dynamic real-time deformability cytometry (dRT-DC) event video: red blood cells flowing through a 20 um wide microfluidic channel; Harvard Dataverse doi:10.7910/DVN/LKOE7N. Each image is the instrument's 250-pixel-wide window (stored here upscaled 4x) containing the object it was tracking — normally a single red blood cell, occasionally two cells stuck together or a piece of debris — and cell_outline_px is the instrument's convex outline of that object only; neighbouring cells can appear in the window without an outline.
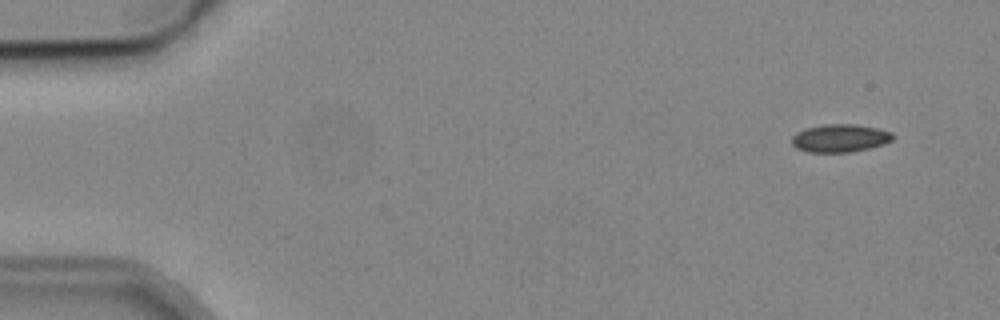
{"species": "common noctule bat (a hibernating species)", "species_latin": "Nyctalus noctula", "temperature_condition": "cold", "stored_images_in_passage": 5, "camera_frame_rate_fps": 3000, "um_per_image_px": 0.085, "animal": {"sex": "male", "body_mass_g": 19.2, "forearm_length_mm": 51.8}, "frame": {"image": 1, "passage_image": 1, "time_ms": 0.0, "image_size_px": [1000, 320], "cell_outline_px": [[896, 136], [892, 140], [884, 144], [852, 152], [808, 152], [796, 148], [792, 144], [792, 136], [796, 132], [804, 128], [824, 124], [856, 124], [876, 128], [892, 132]], "centroid_in_image_um": [71.4, 11.74], "position_along_channel_um": 13.6, "area_um2": 16.59}}